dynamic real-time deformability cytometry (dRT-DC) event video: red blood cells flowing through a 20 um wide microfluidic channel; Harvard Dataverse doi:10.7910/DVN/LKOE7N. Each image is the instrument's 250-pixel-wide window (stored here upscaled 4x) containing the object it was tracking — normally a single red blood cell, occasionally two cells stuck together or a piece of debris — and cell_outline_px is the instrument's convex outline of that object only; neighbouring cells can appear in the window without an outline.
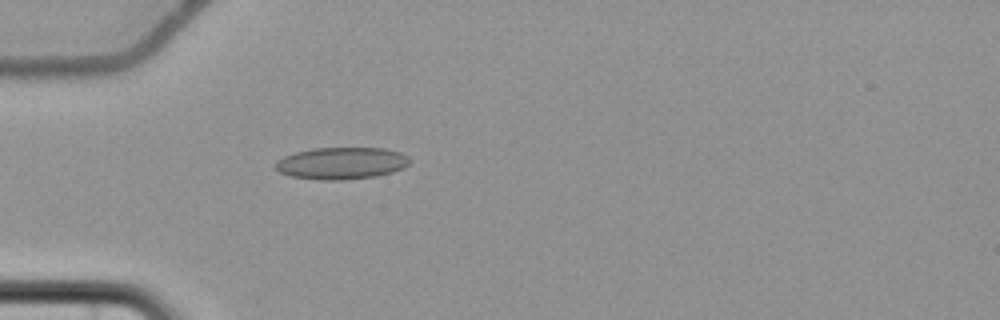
{"species": "common noctule bat (a hibernating species)", "species_latin": "Nyctalus noctula", "temperature_condition": "cold", "stored_images_in_passage": 5, "camera_frame_rate_fps": 3000, "um_per_image_px": 0.085, "animal": {"sex": "female", "body_mass_g": 22.7, "forearm_length_mm": 54.2}, "frame": {"image": 1, "passage_image": 5, "time_ms": 5.0, "image_size_px": [1000, 320], "cell_outline_px": [[412, 160], [404, 168], [392, 172], [376, 176], [340, 180], [316, 180], [292, 176], [280, 172], [276, 168], [276, 160], [284, 156], [296, 152], [312, 148], [384, 148], [400, 152], [408, 156]], "centroid_in_image_um": [29.05, 13.87], "position_along_channel_um": 56.0, "area_um2": 25.09}}